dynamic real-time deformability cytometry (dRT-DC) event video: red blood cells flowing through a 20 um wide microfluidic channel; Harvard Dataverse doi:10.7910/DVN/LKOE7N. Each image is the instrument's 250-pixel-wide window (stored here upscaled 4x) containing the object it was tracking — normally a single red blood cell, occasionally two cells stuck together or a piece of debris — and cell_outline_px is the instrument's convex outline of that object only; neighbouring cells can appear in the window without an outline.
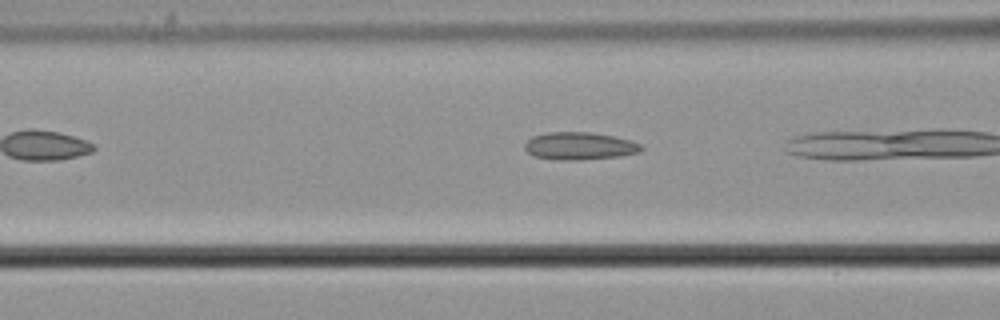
{"species": "common noctule bat (a hibernating species)", "species_latin": "Nyctalus noctula", "temperature_condition": "cold", "stored_images_in_passage": 7, "camera_frame_rate_fps": 3000, "um_per_image_px": 0.085, "animal": {"sex": "male", "body_mass_g": 21.5, "forearm_length_mm": 52.0}, "frame": {"image": 1, "passage_image": 6, "time_ms": 1.667, "image_size_px": [1000, 320], "cell_outline_px": [[644, 148], [640, 152], [620, 156], [580, 160], [556, 160], [532, 156], [524, 148], [524, 144], [532, 136], [548, 132], [592, 132], [632, 140], [640, 144]], "centroid_in_image_um": [49.25, 12.41], "position_along_channel_um": 117.3, "area_um2": 18.9}}